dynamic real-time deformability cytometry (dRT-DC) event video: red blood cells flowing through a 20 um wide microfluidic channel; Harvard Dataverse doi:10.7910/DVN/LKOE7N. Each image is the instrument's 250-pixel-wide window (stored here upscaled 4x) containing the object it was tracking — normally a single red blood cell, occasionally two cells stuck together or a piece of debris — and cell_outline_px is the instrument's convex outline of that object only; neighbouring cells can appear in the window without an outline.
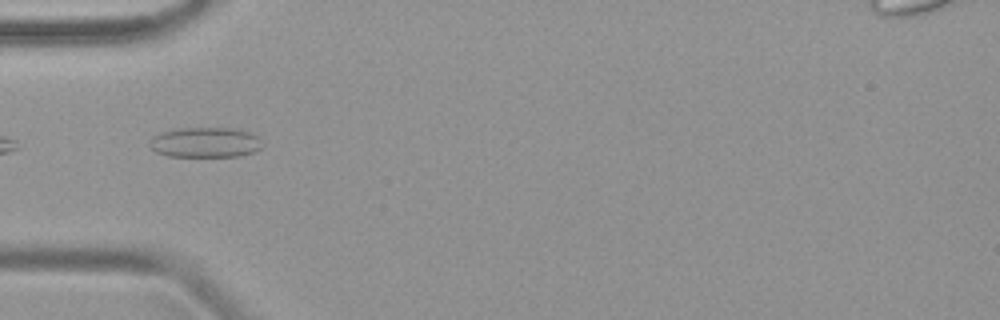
{"species": "common noctule bat (a hibernating species)", "species_latin": "Nyctalus noctula", "temperature_condition": "warm", "stored_images_in_passage": 20, "camera_frame_rate_fps": 3000, "um_per_image_px": 0.085, "animal": {"sex": "female", "body_mass_g": 19.9}, "frame": {"image": 1, "passage_image": 1, "time_ms": 0.0, "image_size_px": [1000, 320], "cell_outline_px": [[260, 148], [252, 152], [240, 156], [168, 156], [156, 152], [148, 144], [152, 136], [160, 132], [176, 128], [240, 128], [256, 136]], "centroid_in_image_um": [17.37, 12.09], "position_along_channel_um": 67.6, "area_um2": 19.71}}
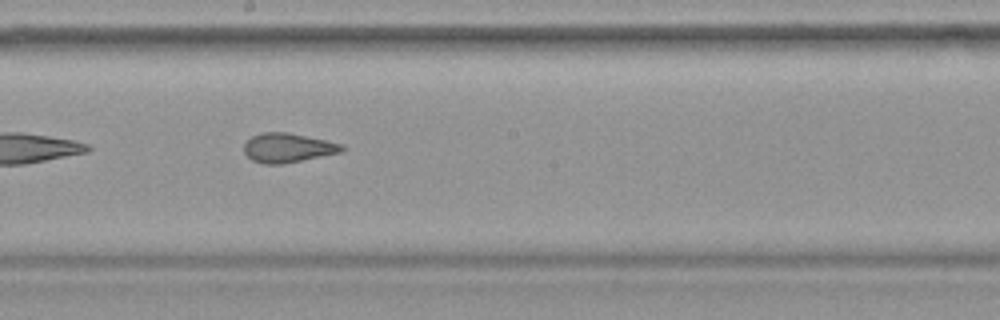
{"frame": {"image": 2, "passage_image": 12, "time_ms": 3.667, "image_size_px": [1000, 320], "cell_outline_px": [[344, 152], [284, 164], [264, 164], [252, 160], [244, 152], [244, 144], [252, 136], [260, 132], [288, 132], [344, 144]], "centroid_in_image_um": [24.49, 12.57], "position_along_channel_um": 223.7, "area_um2": 16.88}}
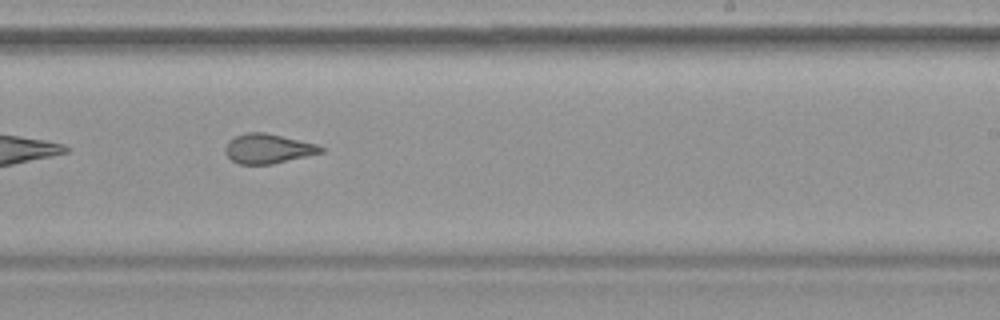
{"frame": {"image": 3, "passage_image": 15, "time_ms": 4.667, "image_size_px": [1000, 320], "cell_outline_px": [[324, 152], [272, 164], [240, 164], [232, 160], [228, 156], [224, 148], [228, 140], [236, 136], [248, 132], [264, 132], [316, 144], [324, 148]], "centroid_in_image_um": [22.77, 12.63], "position_along_channel_um": 266.2, "area_um2": 16.3}}